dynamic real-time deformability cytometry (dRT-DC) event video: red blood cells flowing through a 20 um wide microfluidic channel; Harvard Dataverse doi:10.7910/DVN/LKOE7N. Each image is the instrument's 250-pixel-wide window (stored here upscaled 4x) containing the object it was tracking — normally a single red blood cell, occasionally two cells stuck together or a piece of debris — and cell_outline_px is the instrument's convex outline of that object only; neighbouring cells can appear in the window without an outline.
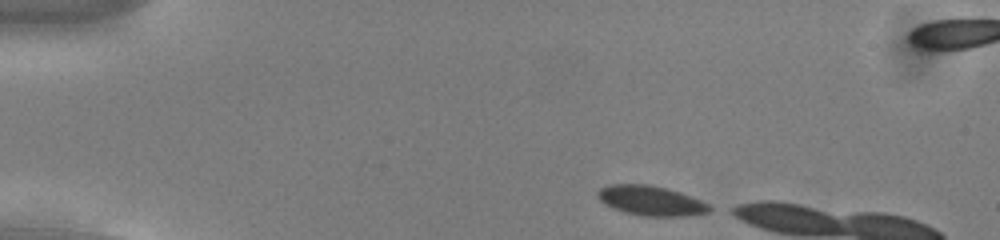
{"species": "common noctule bat (a hibernating species)", "species_latin": "Nyctalus noctula", "temperature_condition": "cold", "stored_images_in_passage": 7, "camera_frame_rate_fps": 3000, "um_per_image_px": 0.085, "animal": {"sex": "male", "body_mass_g": 13.0, "forearm_length_mm": 53.1}, "frame": {"image": 1, "passage_image": 1, "time_ms": 0.0, "image_size_px": [1000, 240], "cell_outline_px": [[716, 208], [708, 212], [688, 216], [644, 216], [624, 212], [612, 208], [604, 204], [600, 200], [596, 192], [600, 188], [608, 184], [648, 184], [680, 192], [700, 200]], "centroid_in_image_um": [55.32, 17.06], "position_along_channel_um": 29.7, "area_um2": 19.48}}